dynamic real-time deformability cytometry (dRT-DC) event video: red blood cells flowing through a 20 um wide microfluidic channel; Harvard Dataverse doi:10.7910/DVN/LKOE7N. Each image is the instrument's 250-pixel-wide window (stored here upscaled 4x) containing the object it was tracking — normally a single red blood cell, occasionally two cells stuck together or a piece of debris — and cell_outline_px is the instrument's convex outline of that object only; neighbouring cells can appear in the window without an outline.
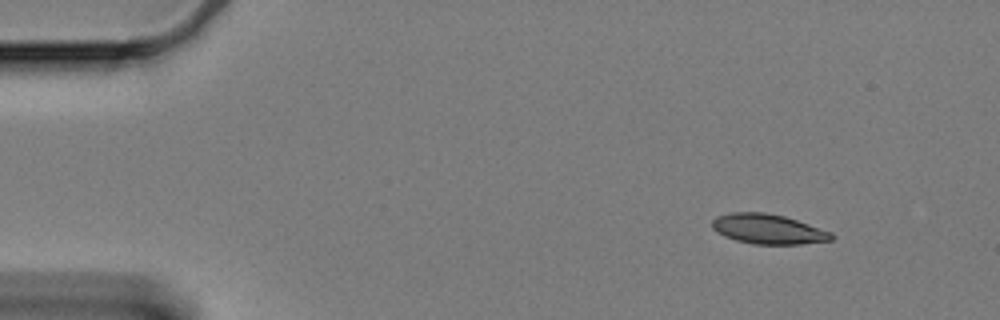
{"species": "Egyptian fruit bat (a non-hibernating species)", "species_latin": "Rousettus aegyptiacus", "temperature_condition": "cold", "stored_images_in_passage": 3, "camera_frame_rate_fps": 3000, "um_per_image_px": 0.085, "animal": {"sex": "female"}, "frame": {"image": 1, "passage_image": 1, "time_ms": 0.0, "image_size_px": [1000, 320], "cell_outline_px": [[836, 236], [832, 240], [800, 244], [752, 244], [736, 240], [724, 236], [716, 232], [712, 228], [712, 220], [716, 216], [732, 212], [764, 212], [784, 216], [832, 232]], "centroid_in_image_um": [65.27, 19.47], "position_along_channel_um": 19.7, "area_um2": 20.81}}